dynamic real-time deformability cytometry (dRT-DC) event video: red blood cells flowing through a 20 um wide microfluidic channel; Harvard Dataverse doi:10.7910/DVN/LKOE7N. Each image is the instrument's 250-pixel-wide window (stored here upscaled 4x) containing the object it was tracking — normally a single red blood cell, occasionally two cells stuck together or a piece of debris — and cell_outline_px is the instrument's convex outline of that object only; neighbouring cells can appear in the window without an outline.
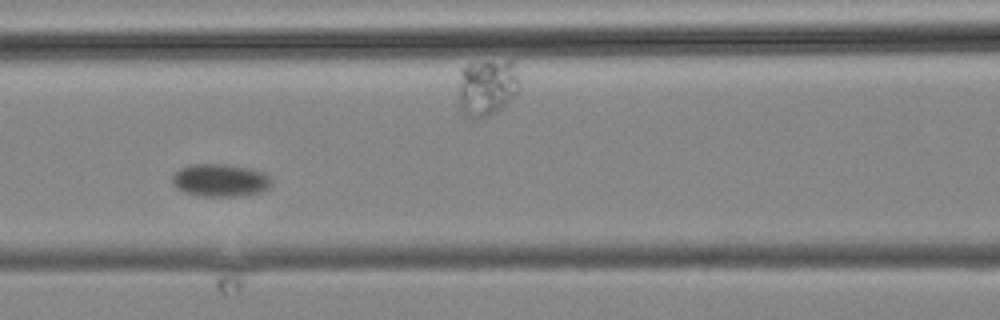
{"species": "common noctule bat (a hibernating species)", "species_latin": "Nyctalus noctula", "temperature_condition": "cold", "stored_images_in_passage": 10, "camera_frame_rate_fps": 3000, "um_per_image_px": 0.085, "animal": {"sex": "male", "body_mass_g": 19.2, "forearm_length_mm": 51.8}, "frame": {"image": 1, "passage_image": 7, "time_ms": 7.0, "image_size_px": [1000, 320], "cell_outline_px": [[272, 184], [268, 188], [260, 192], [240, 196], [200, 196], [184, 192], [176, 188], [172, 184], [172, 176], [180, 168], [192, 164], [224, 164], [248, 168], [264, 172], [272, 180]], "centroid_in_image_um": [18.71, 15.33], "position_along_channel_um": 147.9, "area_um2": 18.96}}
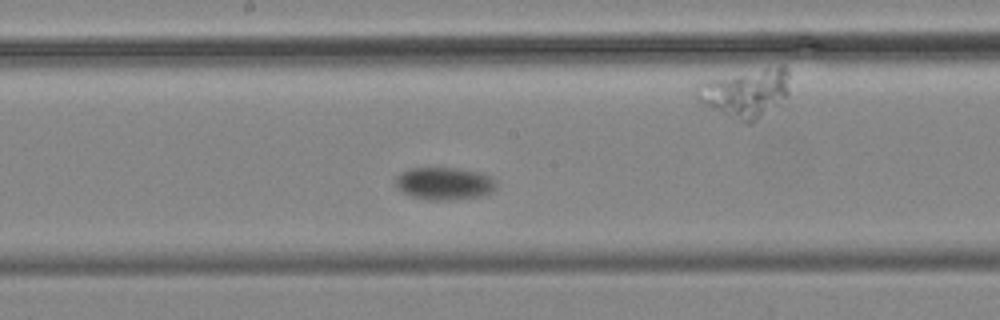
{"frame": {"image": 2, "passage_image": 9, "time_ms": 9.333, "image_size_px": [1000, 320], "cell_outline_px": [[496, 188], [492, 192], [484, 196], [452, 200], [428, 200], [412, 196], [400, 192], [396, 188], [396, 176], [408, 168], [456, 168], [480, 172], [492, 176], [496, 180]], "centroid_in_image_um": [37.79, 15.6], "position_along_channel_um": 210.4, "area_um2": 19.48}}